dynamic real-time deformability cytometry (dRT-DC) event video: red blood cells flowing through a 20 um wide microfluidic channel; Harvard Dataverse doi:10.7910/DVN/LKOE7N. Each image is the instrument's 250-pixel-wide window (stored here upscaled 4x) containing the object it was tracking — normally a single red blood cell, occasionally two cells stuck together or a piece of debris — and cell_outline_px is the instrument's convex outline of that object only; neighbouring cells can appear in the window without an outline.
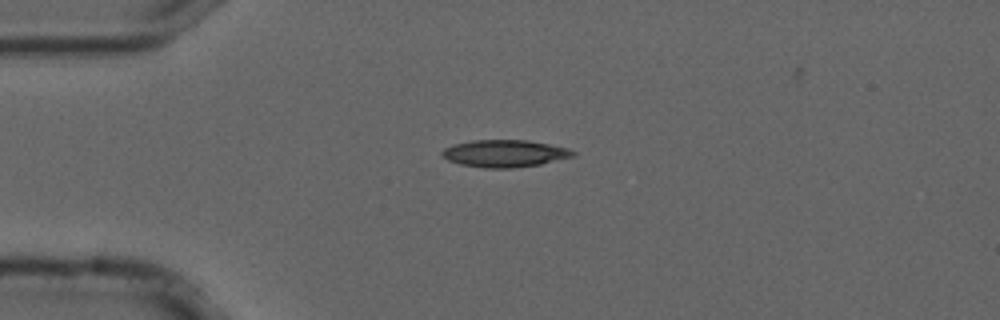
{"species": "common noctule bat (a hibernating species)", "species_latin": "Nyctalus noctula", "temperature_condition": "cold", "stored_images_in_passage": 32, "camera_frame_rate_fps": 3000, "um_per_image_px": 0.085, "animal": {"sex": "male", "forearm_length_mm": 52.5}, "frame": {"image": 1, "passage_image": 1, "time_ms": 0.0, "image_size_px": [1000, 320], "cell_outline_px": [[576, 152], [572, 156], [540, 164], [512, 168], [484, 168], [460, 164], [448, 160], [440, 156], [440, 152], [444, 148], [452, 144], [472, 140], [528, 140], [568, 148]], "centroid_in_image_um": [42.82, 13.04], "position_along_channel_um": 42.2, "area_um2": 20.75}}
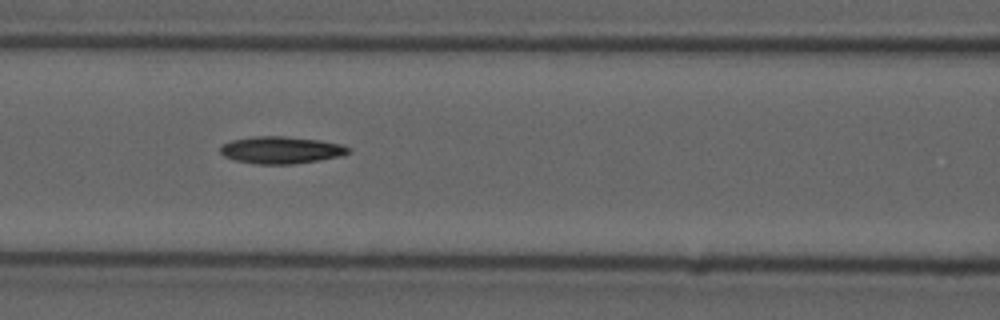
{"frame": {"image": 2, "passage_image": 11, "time_ms": 3.333, "image_size_px": [1000, 320], "cell_outline_px": [[352, 152], [344, 156], [296, 164], [256, 164], [236, 160], [224, 156], [220, 152], [220, 144], [232, 140], [252, 136], [284, 136], [320, 140], [340, 144], [352, 148]], "centroid_in_image_um": [23.93, 12.75], "position_along_channel_um": 142.7, "area_um2": 20.58}}
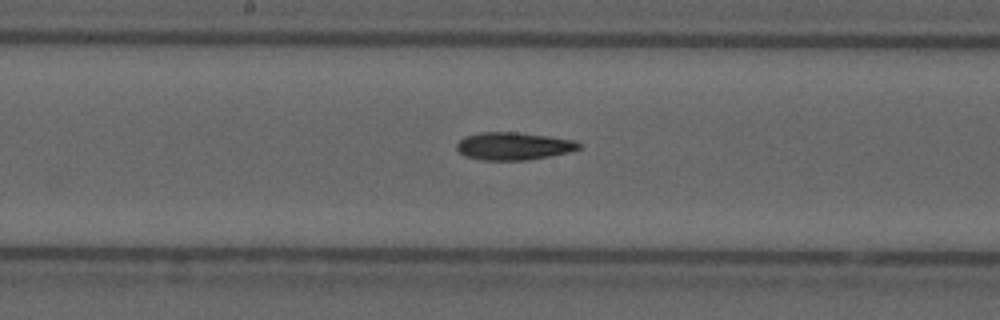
{"frame": {"image": 3, "passage_image": 16, "time_ms": 5.0, "image_size_px": [1000, 320], "cell_outline_px": [[580, 148], [568, 152], [528, 160], [480, 160], [464, 156], [456, 148], [456, 144], [464, 136], [480, 132], [516, 132], [548, 136], [576, 140], [580, 144]], "centroid_in_image_um": [43.62, 12.41], "position_along_channel_um": 204.6, "area_um2": 19.71}}